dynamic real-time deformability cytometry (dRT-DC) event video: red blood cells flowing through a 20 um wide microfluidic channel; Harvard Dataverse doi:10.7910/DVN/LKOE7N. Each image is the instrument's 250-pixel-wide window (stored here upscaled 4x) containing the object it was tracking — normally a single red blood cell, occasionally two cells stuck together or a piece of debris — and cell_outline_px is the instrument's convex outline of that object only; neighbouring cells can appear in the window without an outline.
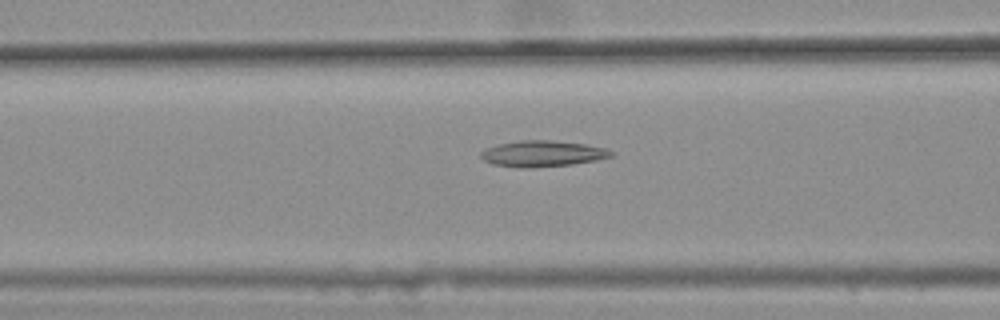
{"species": "common noctule bat (a hibernating species)", "species_latin": "Nyctalus noctula", "temperature_condition": "warm", "stored_images_in_passage": 36, "camera_frame_rate_fps": 3000, "um_per_image_px": 0.085, "animal": {"sex": "female", "body_mass_g": 25.1}, "frame": {"image": 1, "passage_image": 8, "time_ms": 2.333, "image_size_px": [1000, 320], "cell_outline_px": [[612, 156], [596, 160], [572, 164], [532, 168], [520, 168], [492, 164], [484, 160], [480, 156], [480, 152], [484, 148], [500, 144], [520, 140], [552, 140], [584, 144], [604, 148], [612, 152]], "centroid_in_image_um": [46.06, 13.06], "position_along_channel_um": 120.5, "area_um2": 19.71}}
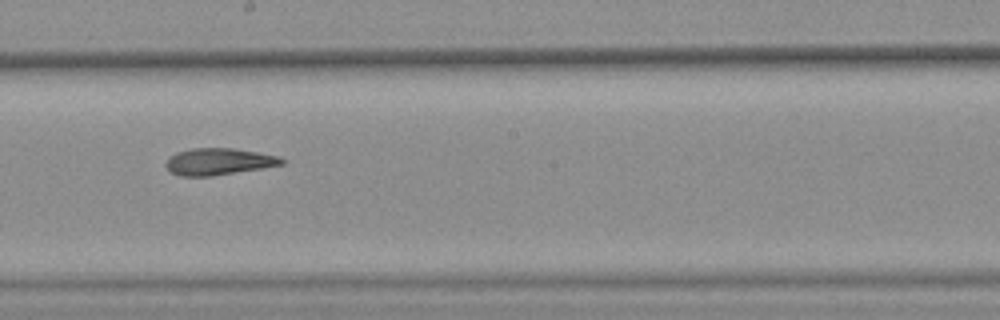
{"frame": {"image": 2, "passage_image": 17, "time_ms": 5.333, "image_size_px": [1000, 320], "cell_outline_px": [[284, 164], [264, 168], [208, 176], [180, 176], [172, 172], [164, 164], [168, 156], [176, 152], [192, 148], [232, 148], [280, 156], [284, 160]], "centroid_in_image_um": [18.57, 13.73], "position_along_channel_um": 229.6, "area_um2": 18.03}}
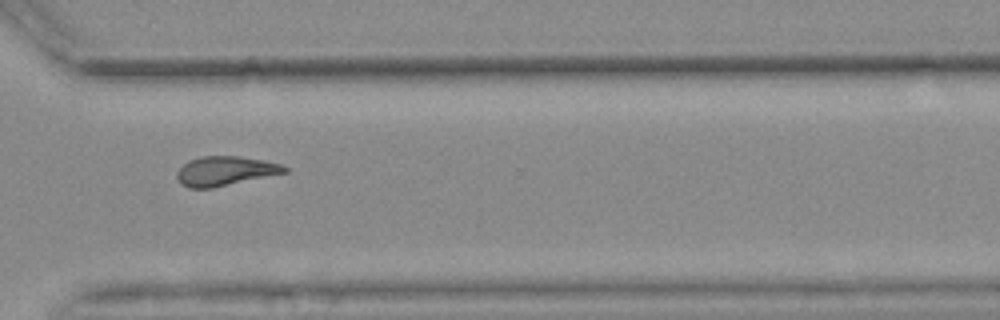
{"frame": {"image": 3, "passage_image": 27, "time_ms": 8.667, "image_size_px": [1000, 320], "cell_outline_px": [[288, 172], [212, 188], [188, 188], [180, 184], [176, 176], [176, 172], [188, 160], [200, 156], [240, 156], [284, 164], [288, 168]], "centroid_in_image_um": [19.13, 14.53], "position_along_channel_um": 351.5, "area_um2": 18.55}, "authors_computed_cell_mechanics": {"area_um2": 18.4382, "velocity_mm_per_s": 3.6431, "shape_relaxation_time_tau1_ms": null, "shape_relaxation_time_tau2_ms": 8.0167, "deformation_change_tau1": null, "deformation_change_tau2": 0.2123}}